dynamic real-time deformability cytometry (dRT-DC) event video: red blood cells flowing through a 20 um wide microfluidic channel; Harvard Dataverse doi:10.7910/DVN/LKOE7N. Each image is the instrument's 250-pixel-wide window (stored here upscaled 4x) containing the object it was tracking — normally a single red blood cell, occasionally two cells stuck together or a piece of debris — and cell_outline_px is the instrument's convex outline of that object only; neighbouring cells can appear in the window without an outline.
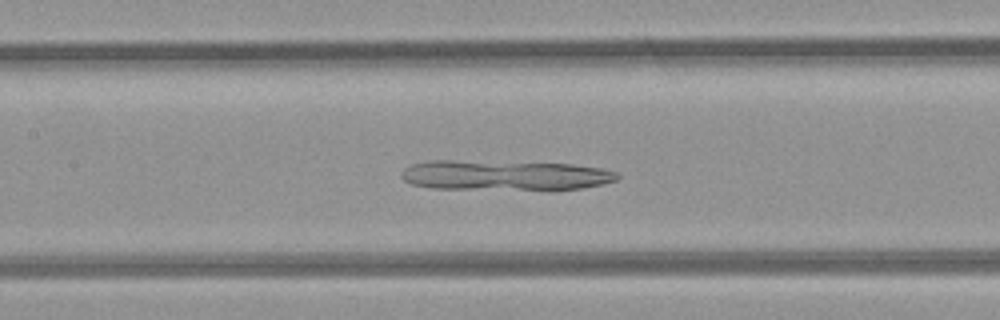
{"species": "common noctule bat (a hibernating species)", "species_latin": "Nyctalus noctula", "temperature_condition": "room temperature", "stored_images_in_passage": 37, "camera_frame_rate_fps": 3000, "um_per_image_px": 0.085, "animal": {"sex": "female", "body_mass_g": 21.9}, "frame": {"image": 1, "passage_image": 14, "time_ms": 4.333, "image_size_px": [1000, 320], "cell_outline_px": [[620, 176], [616, 180], [604, 184], [584, 188], [552, 192], [432, 188], [412, 184], [404, 180], [400, 176], [400, 172], [404, 168], [412, 164], [428, 160], [452, 160], [572, 164], [600, 168], [616, 172]], "centroid_in_image_um": [42.94, 14.94], "position_along_channel_um": 164.5, "area_um2": 39.3}}
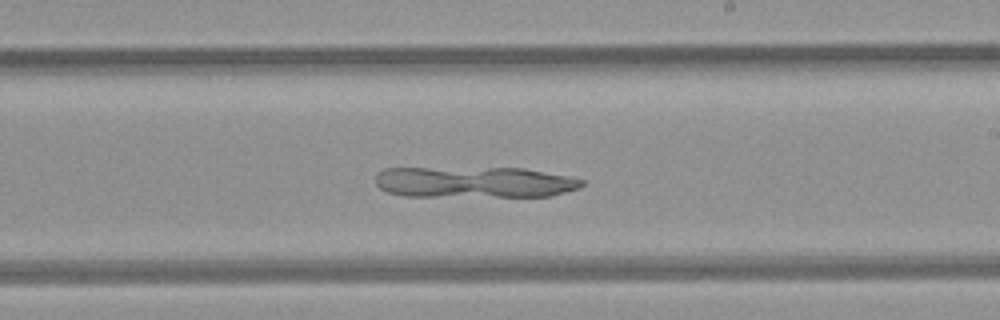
{"frame": {"image": 2, "passage_image": 20, "time_ms": 6.333, "image_size_px": [1000, 320], "cell_outline_px": [[584, 184], [580, 188], [552, 196], [404, 196], [388, 192], [380, 188], [376, 184], [376, 172], [384, 168], [524, 168], [572, 176], [584, 180]], "centroid_in_image_um": [40.35, 15.48], "position_along_channel_um": 248.6, "area_um2": 37.74}}
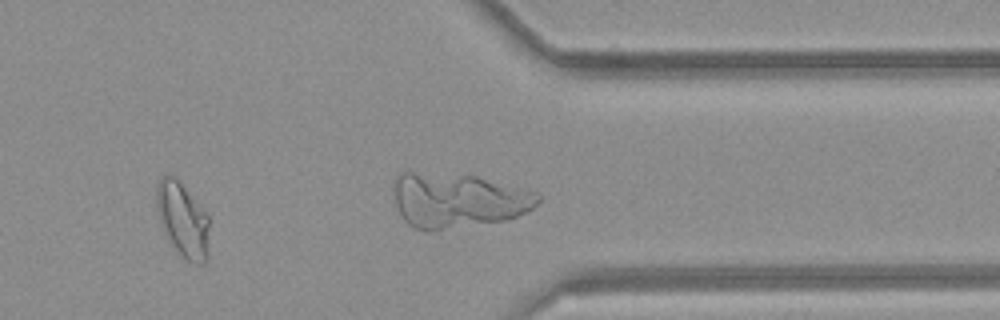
{"frame": {"image": 3, "passage_image": 29, "time_ms": 9.333, "image_size_px": [1000, 320], "cell_outline_px": [[208, 256], [204, 264], [192, 264], [168, 240], [160, 224], [156, 208], [156, 184], [160, 176], [172, 176], [180, 180], [208, 212]], "centroid_in_image_um": [15.53, 18.63], "position_along_channel_um": 395.9, "area_um2": 23.35}}